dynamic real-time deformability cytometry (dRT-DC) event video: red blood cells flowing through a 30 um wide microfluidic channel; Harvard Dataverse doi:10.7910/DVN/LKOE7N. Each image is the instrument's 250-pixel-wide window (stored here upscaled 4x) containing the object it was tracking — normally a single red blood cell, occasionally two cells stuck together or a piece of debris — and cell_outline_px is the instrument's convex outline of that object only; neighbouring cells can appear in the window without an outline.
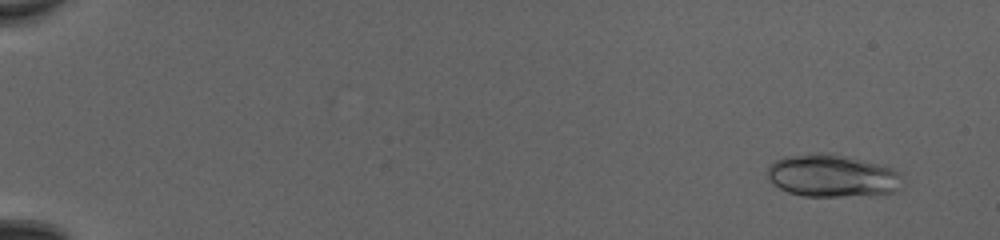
{"species": "common noctule bat (a hibernating species)", "species_latin": "Nyctalus noctula", "temperature_condition": "cold", "stored_images_in_passage": 51, "segment_of_instrument_passage": [1, 2], "camera_frame_rate_fps": 3000, "um_per_image_px": 0.085, "animal": {"sex": "female", "body_mass_g": 20.0, "forearm_length_mm": 54.0}, "frame": {"image": 1, "passage_image": 4, "time_ms": 1.0, "image_size_px": [1000, 240], "cell_outline_px": [[900, 176], [896, 192], [868, 196], [804, 196], [788, 192], [772, 184], [768, 180], [768, 168], [776, 160], [784, 156], [816, 152], [828, 152], [892, 168], [900, 172]], "centroid_in_image_um": [70.69, 14.95], "position_along_channel_um": 14.3, "area_um2": 33.41}}
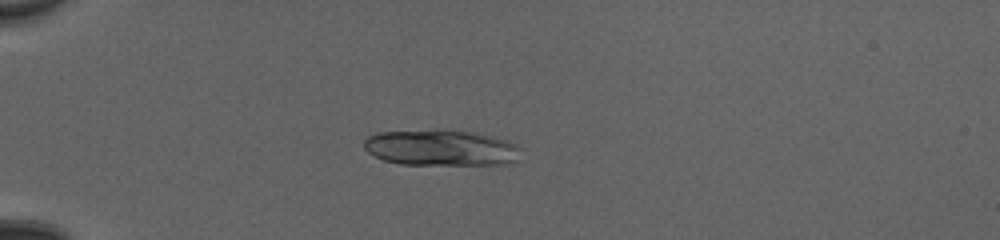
{"frame": {"image": 2, "passage_image": 16, "time_ms": 5.0, "image_size_px": [1000, 240], "cell_outline_px": [[520, 160], [512, 164], [400, 164], [384, 160], [368, 152], [364, 148], [364, 140], [368, 136], [376, 132], [472, 132], [504, 140], [516, 144], [520, 148]], "centroid_in_image_um": [37.52, 12.61], "position_along_channel_um": 47.5, "area_um2": 31.91}}